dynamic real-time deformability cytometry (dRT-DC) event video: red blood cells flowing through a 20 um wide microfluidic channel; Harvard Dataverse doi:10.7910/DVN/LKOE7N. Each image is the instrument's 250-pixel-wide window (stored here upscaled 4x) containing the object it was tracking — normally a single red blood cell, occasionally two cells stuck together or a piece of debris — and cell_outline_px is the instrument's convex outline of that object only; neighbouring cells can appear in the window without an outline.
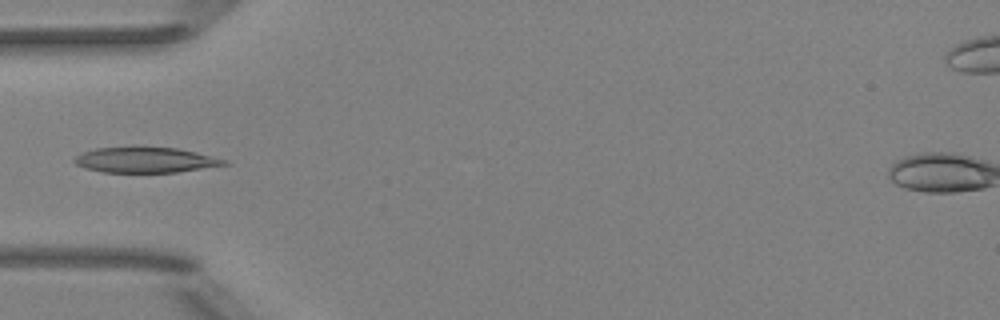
{"species": "Egyptian fruit bat (a non-hibernating species)", "species_latin": "Rousettus aegyptiacus", "temperature_condition": "room temperature", "stored_images_in_passage": 6, "camera_frame_rate_fps": 3000, "um_per_image_px": 0.085, "animal": {"sex": "female"}, "frame": {"image": 1, "passage_image": 5, "time_ms": 4.667, "image_size_px": [1000, 320], "cell_outline_px": [[228, 164], [176, 172], [100, 172], [84, 168], [76, 164], [72, 160], [80, 152], [96, 148], [132, 144], [136, 144], [176, 148], [196, 152], [224, 160]], "centroid_in_image_um": [12.22, 13.55], "position_along_channel_um": 72.8, "area_um2": 22.89}}
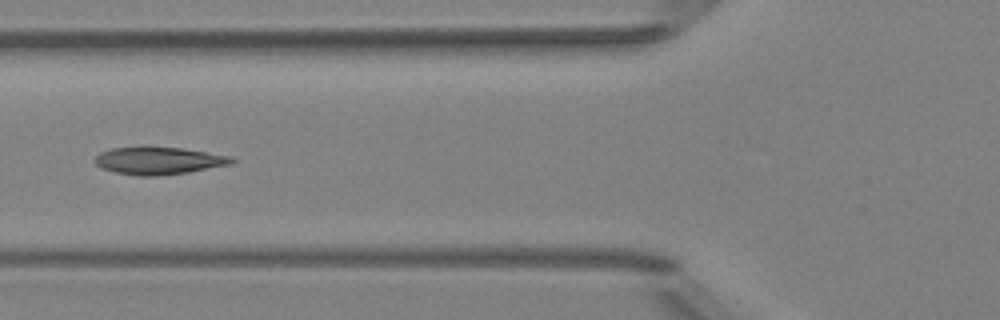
{"frame": {"image": 2, "passage_image": 6, "time_ms": 5.667, "image_size_px": [1000, 320], "cell_outline_px": [[236, 160], [232, 164], [188, 172], [156, 176], [140, 176], [116, 172], [100, 168], [92, 160], [100, 152], [112, 148], [144, 144], [148, 144], [184, 148], [232, 156]], "centroid_in_image_um": [13.46, 13.61], "position_along_channel_um": 112.3, "area_um2": 22.77}}